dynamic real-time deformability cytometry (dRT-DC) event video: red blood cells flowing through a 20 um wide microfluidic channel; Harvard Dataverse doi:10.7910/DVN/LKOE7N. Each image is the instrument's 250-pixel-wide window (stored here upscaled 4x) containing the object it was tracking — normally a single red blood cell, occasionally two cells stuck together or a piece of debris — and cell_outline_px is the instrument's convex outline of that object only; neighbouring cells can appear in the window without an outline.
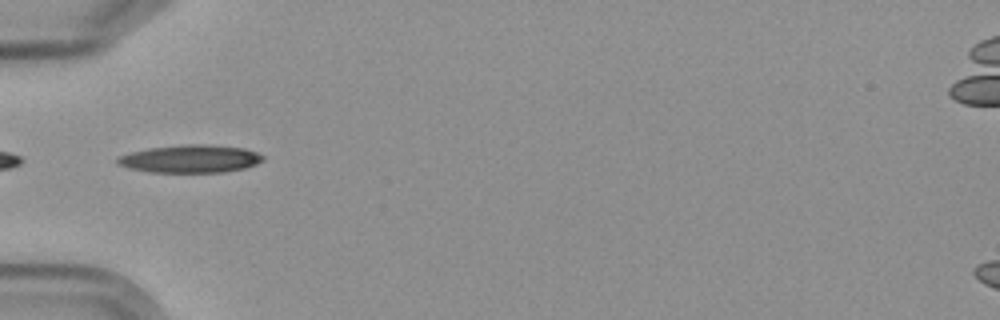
{"species": "Egyptian fruit bat (a non-hibernating species)", "species_latin": "Rousettus aegyptiacus", "temperature_condition": "cold", "stored_images_in_passage": 16, "camera_frame_rate_fps": 3000, "um_per_image_px": 0.085, "frame": {"image": 1, "passage_image": 6, "time_ms": 6.667, "image_size_px": [1000, 320], "cell_outline_px": [[264, 160], [256, 164], [244, 168], [224, 172], [148, 172], [128, 168], [116, 164], [116, 160], [120, 156], [132, 152], [148, 148], [184, 144], [208, 144], [244, 148], [256, 152], [264, 156]], "centroid_in_image_um": [16.18, 13.5], "position_along_channel_um": 68.8, "area_um2": 23.64}}
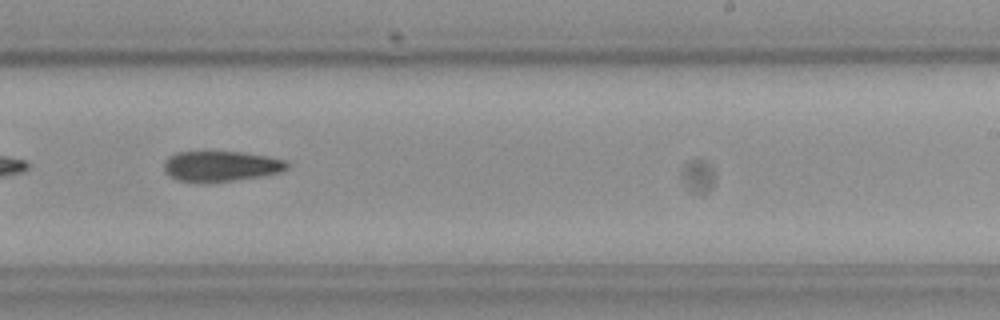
{"frame": {"image": 2, "passage_image": 11, "time_ms": 12.333, "image_size_px": [1000, 320], "cell_outline_px": [[288, 168], [280, 172], [260, 176], [232, 180], [180, 180], [164, 172], [164, 160], [168, 156], [176, 152], [204, 148], [240, 152], [268, 156], [284, 160], [288, 164]], "centroid_in_image_um": [18.73, 14.03], "position_along_channel_um": 270.3, "area_um2": 22.02}}
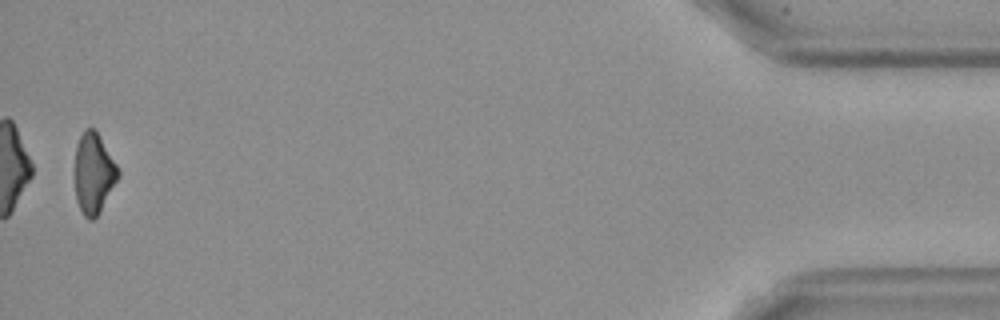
{"frame": {"image": 3, "passage_image": 16, "time_ms": 19.0, "image_size_px": [1000, 320], "cell_outline_px": [[120, 176], [100, 212], [92, 220], [88, 220], [84, 216], [76, 200], [72, 172], [76, 144], [84, 128], [96, 128], [116, 164], [120, 172]], "centroid_in_image_um": [7.92, 14.71], "position_along_channel_um": 427.3, "area_um2": 21.1}, "authors_computed_cell_mechanics": {"area_um2": 23.0622, "velocity_mm_per_s": 3.5609, "shape_relaxation_time_tau1_ms": 4.8406, "shape_relaxation_time_tau2_ms": null, "deformation_change_tau1": 0.0938, "deformation_change_tau2": null}}